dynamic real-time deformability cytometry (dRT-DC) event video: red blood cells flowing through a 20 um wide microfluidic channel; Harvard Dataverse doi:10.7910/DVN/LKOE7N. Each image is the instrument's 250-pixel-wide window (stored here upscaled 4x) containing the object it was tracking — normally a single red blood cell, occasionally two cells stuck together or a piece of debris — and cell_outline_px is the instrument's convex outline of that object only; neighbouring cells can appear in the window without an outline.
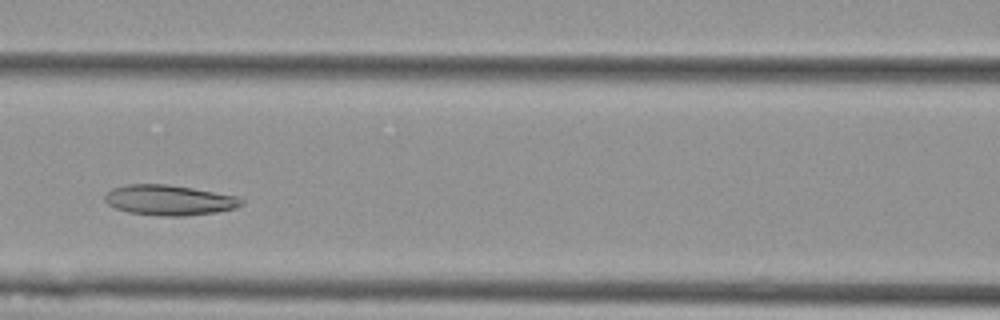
{"species": "Egyptian fruit bat (a non-hibernating species)", "species_latin": "Rousettus aegyptiacus", "temperature_condition": "cold", "stored_images_in_passage": 8, "camera_frame_rate_fps": 3000, "um_per_image_px": 0.085, "animal": {"sex": "female"}, "frame": {"image": 1, "passage_image": 4, "time_ms": 1.0, "image_size_px": [1000, 320], "cell_outline_px": [[244, 204], [236, 208], [216, 212], [184, 216], [164, 216], [128, 212], [116, 208], [108, 204], [104, 200], [104, 196], [112, 188], [128, 184], [168, 184], [240, 196], [244, 200]], "centroid_in_image_um": [14.42, 17.0], "position_along_channel_um": 152.2, "area_um2": 24.22}}
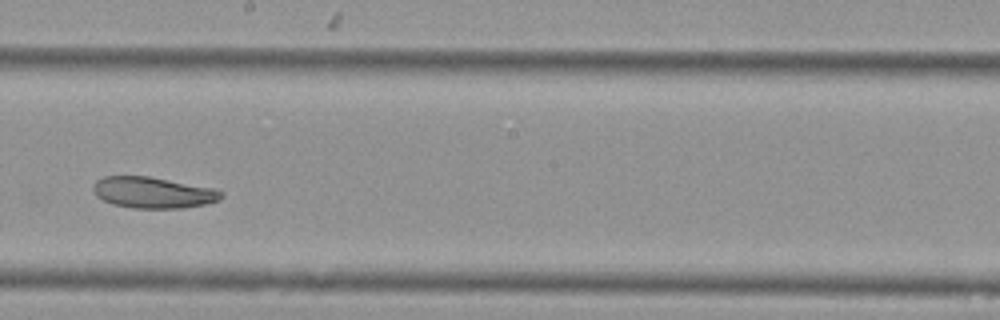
{"frame": {"image": 2, "passage_image": 6, "time_ms": 1.667, "image_size_px": [1000, 320], "cell_outline_px": [[224, 192], [220, 200], [204, 204], [184, 208], [132, 208], [112, 204], [96, 196], [92, 188], [92, 184], [96, 180], [104, 176], [148, 176], [216, 188]], "centroid_in_image_um": [13.01, 16.36], "position_along_channel_um": 235.2, "area_um2": 23.47}}
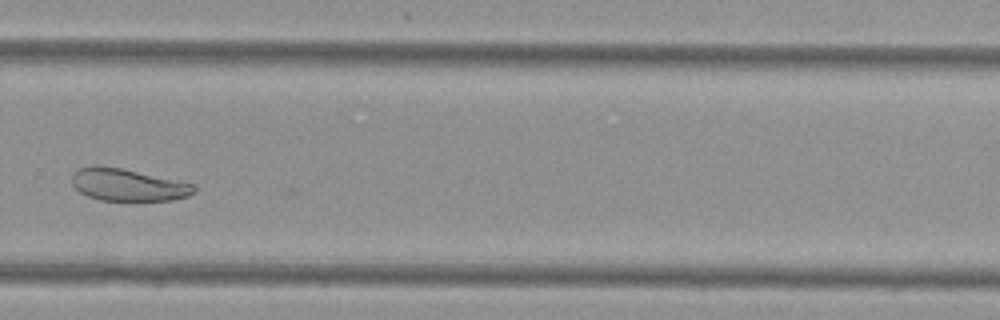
{"frame": {"image": 3, "passage_image": 8, "time_ms": 2.333, "image_size_px": [1000, 320], "cell_outline_px": [[196, 192], [188, 196], [172, 200], [100, 200], [88, 196], [80, 192], [72, 184], [72, 172], [76, 168], [92, 164], [96, 164], [120, 168], [196, 184]], "centroid_in_image_um": [10.84, 15.69], "position_along_channel_um": 319.0, "area_um2": 23.12}}